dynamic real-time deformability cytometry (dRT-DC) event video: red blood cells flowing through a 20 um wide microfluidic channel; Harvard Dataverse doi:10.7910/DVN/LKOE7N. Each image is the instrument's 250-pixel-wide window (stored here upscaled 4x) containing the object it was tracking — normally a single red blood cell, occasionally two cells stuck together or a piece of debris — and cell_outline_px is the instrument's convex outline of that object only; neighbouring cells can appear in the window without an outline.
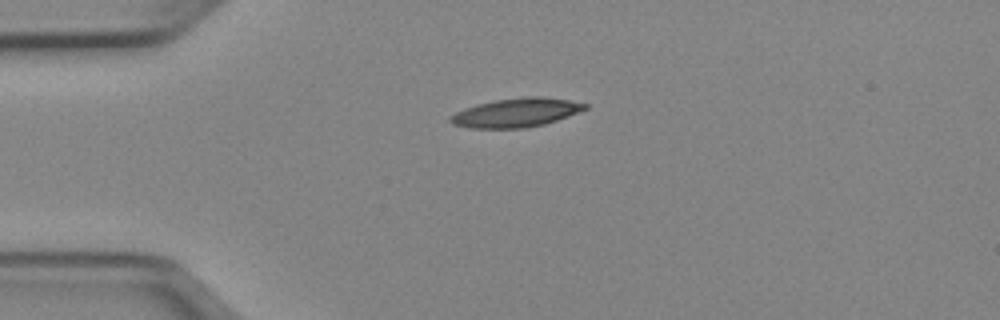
{"species": "Egyptian fruit bat (a non-hibernating species)", "species_latin": "Rousettus aegyptiacus", "temperature_condition": "cold", "stored_images_in_passage": 40, "camera_frame_rate_fps": 3000, "um_per_image_px": 0.085, "animal": {"sex": "female"}, "frame": {"image": 1, "passage_image": 1, "time_ms": 0.0, "image_size_px": [1000, 320], "cell_outline_px": [[588, 108], [568, 116], [544, 124], [524, 128], [468, 128], [452, 124], [448, 120], [448, 116], [464, 108], [476, 104], [496, 100], [528, 96], [540, 96], [568, 100], [588, 104]], "centroid_in_image_um": [43.83, 9.58], "position_along_channel_um": 41.2, "area_um2": 22.66}}
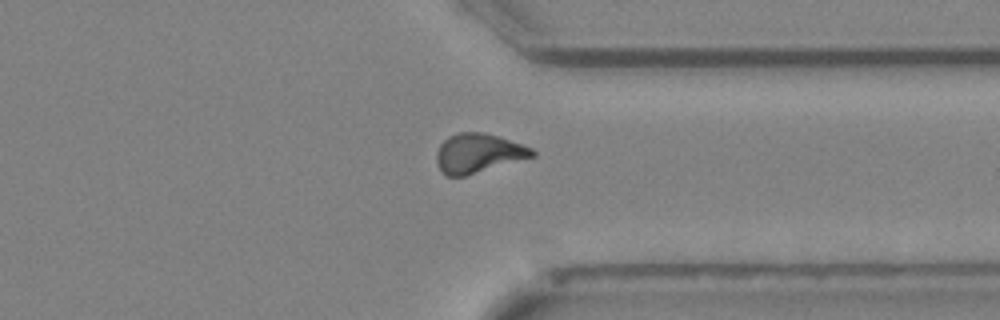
{"frame": {"image": 2, "passage_image": 28, "time_ms": 9.0, "image_size_px": [1000, 320], "cell_outline_px": [[536, 156], [464, 176], [444, 176], [440, 172], [436, 164], [436, 152], [440, 144], [448, 136], [460, 132], [484, 132], [532, 148], [536, 152]], "centroid_in_image_um": [40.6, 13.04], "position_along_channel_um": 370.8, "area_um2": 21.91}}
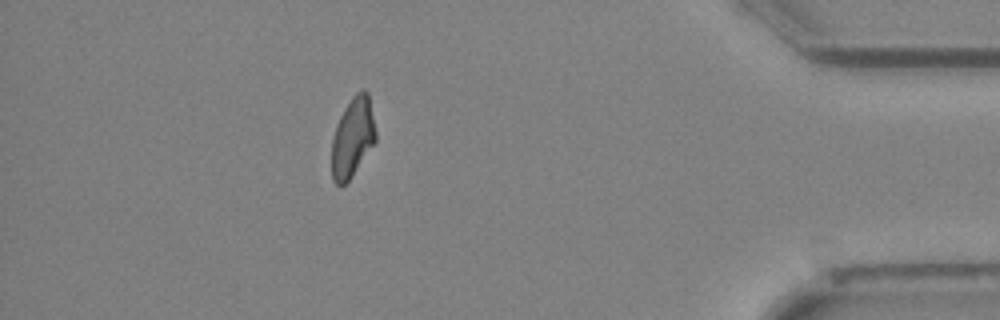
{"frame": {"image": 3, "passage_image": 34, "time_ms": 11.0, "image_size_px": [1000, 320], "cell_outline_px": [[376, 140], [352, 176], [340, 188], [332, 180], [332, 140], [336, 124], [344, 108], [352, 96], [356, 92], [364, 88], [368, 92], [376, 132]], "centroid_in_image_um": [29.96, 11.67], "position_along_channel_um": 405.2, "area_um2": 20.4}, "authors_computed_cell_mechanics": {"area_um2": 21.386, "velocity_mm_per_s": 3.972, "shape_relaxation_time_tau1_ms": 5.5763, "shape_relaxation_time_tau2_ms": 3.5728, "deformation_change_tau1": 0.1668, "deformation_change_tau2": 0.1081}}